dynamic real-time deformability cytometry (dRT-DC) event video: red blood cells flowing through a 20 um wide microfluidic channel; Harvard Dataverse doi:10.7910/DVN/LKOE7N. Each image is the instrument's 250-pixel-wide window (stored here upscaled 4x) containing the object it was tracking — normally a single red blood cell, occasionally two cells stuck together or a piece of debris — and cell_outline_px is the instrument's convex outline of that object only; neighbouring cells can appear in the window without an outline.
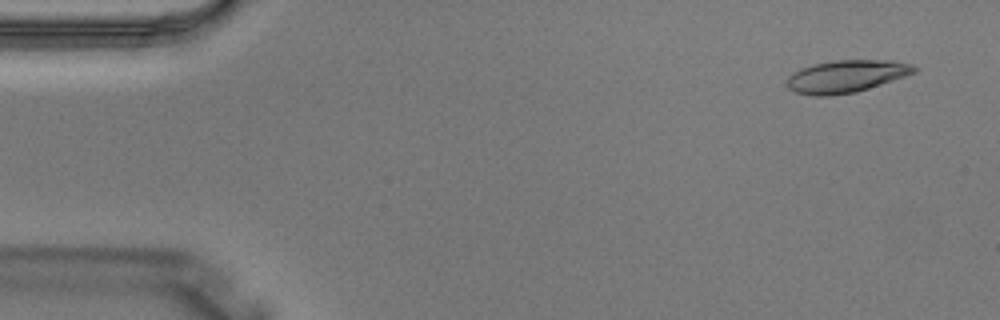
{"species": "Egyptian fruit bat (a non-hibernating species)", "species_latin": "Rousettus aegyptiacus", "temperature_condition": "warm", "stored_images_in_passage": 3, "camera_frame_rate_fps": 3000, "um_per_image_px": 0.085, "animal": {"sex": "male"}, "frame": {"image": 1, "passage_image": 1, "time_ms": 0.0, "image_size_px": [1000, 320], "cell_outline_px": [[920, 68], [916, 72], [856, 92], [832, 96], [812, 96], [796, 92], [788, 88], [788, 76], [800, 68], [812, 64], [832, 60], [892, 60], [912, 64]], "centroid_in_image_um": [71.93, 6.48], "position_along_channel_um": 13.1, "area_um2": 24.1}}